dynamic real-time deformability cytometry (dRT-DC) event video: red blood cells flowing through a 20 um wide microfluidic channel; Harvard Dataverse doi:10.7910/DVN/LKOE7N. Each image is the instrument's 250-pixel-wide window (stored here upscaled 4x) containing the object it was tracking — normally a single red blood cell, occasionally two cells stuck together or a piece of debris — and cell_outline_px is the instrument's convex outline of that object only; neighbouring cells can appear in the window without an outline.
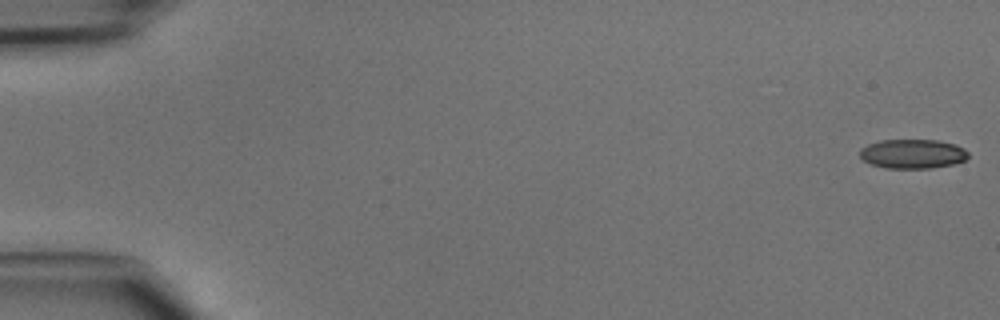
{"species": "common noctule bat (a hibernating species)", "species_latin": "Nyctalus noctula", "temperature_condition": "cold", "stored_images_in_passage": 47, "camera_frame_rate_fps": 3000, "um_per_image_px": 0.085, "animal": {"sex": "male", "body_mass_g": 15.6}, "frame": {"image": 1, "passage_image": 1, "time_ms": 0.0, "image_size_px": [1000, 320], "cell_outline_px": [[968, 156], [964, 160], [952, 164], [932, 168], [884, 168], [872, 164], [864, 160], [860, 156], [860, 148], [868, 144], [880, 140], [936, 140], [956, 144], [964, 148], [968, 152]], "centroid_in_image_um": [77.57, 13.07], "position_along_channel_um": 7.4, "area_um2": 18.5}}
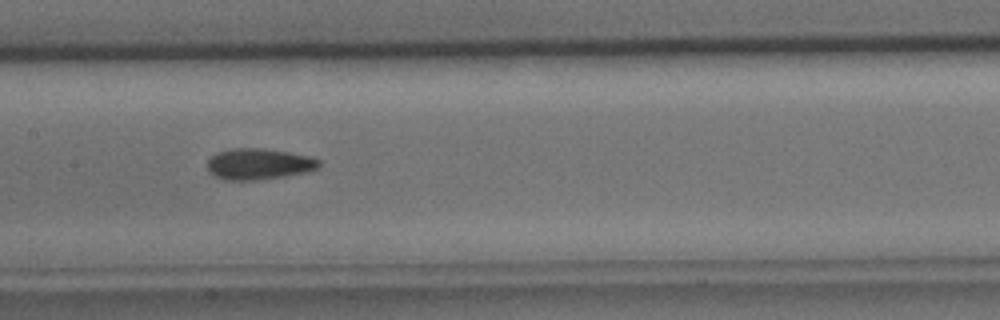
{"frame": {"image": 2, "passage_image": 24, "time_ms": 7.667, "image_size_px": [1000, 320], "cell_outline_px": [[320, 164], [316, 168], [308, 172], [288, 176], [256, 180], [224, 180], [208, 172], [208, 160], [216, 152], [232, 148], [260, 148], [288, 152], [308, 156], [320, 160]], "centroid_in_image_um": [21.98, 13.95], "position_along_channel_um": 185.4, "area_um2": 20.29}}
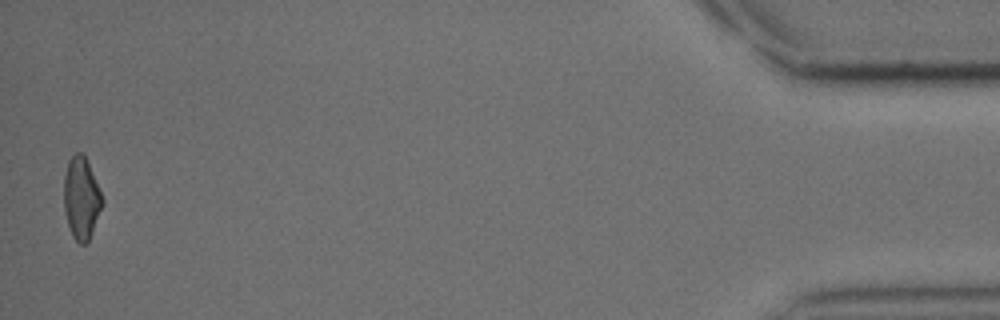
{"frame": {"image": 3, "passage_image": 47, "time_ms": 15.333, "image_size_px": [1000, 320], "cell_outline_px": [[104, 204], [92, 232], [88, 240], [84, 244], [80, 244], [72, 236], [68, 224], [64, 208], [64, 176], [68, 160], [76, 152], [80, 152], [84, 156], [88, 164], [104, 200]], "centroid_in_image_um": [6.91, 16.86], "position_along_channel_um": 428.3, "area_um2": 18.15}}